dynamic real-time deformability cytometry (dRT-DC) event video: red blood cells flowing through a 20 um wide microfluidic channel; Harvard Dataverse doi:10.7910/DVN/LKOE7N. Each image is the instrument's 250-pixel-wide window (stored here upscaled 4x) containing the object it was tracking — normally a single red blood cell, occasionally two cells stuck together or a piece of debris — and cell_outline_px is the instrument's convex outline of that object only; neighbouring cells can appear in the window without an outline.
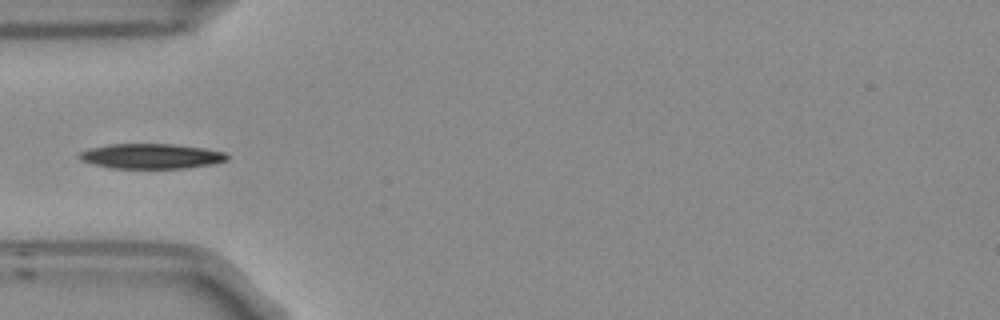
{"species": "Egyptian fruit bat (a non-hibernating species)", "species_latin": "Rousettus aegyptiacus", "temperature_condition": "room temperature", "stored_images_in_passage": 38, "camera_frame_rate_fps": 3000, "um_per_image_px": 0.085, "frame": {"image": 1, "passage_image": 1, "time_ms": 0.0, "image_size_px": [1000, 320], "cell_outline_px": [[228, 160], [212, 164], [188, 168], [112, 168], [80, 160], [76, 156], [80, 152], [88, 148], [108, 144], [172, 144], [204, 148], [224, 152], [228, 156]], "centroid_in_image_um": [12.84, 13.27], "position_along_channel_um": 72.2, "area_um2": 21.56}}
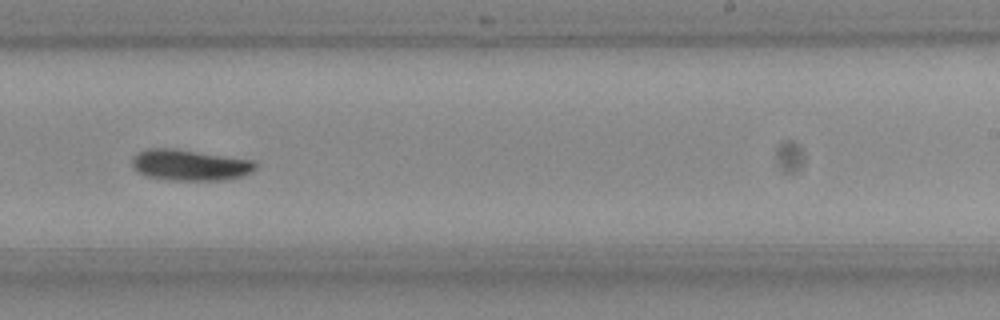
{"frame": {"image": 2, "passage_image": 17, "time_ms": 5.333, "image_size_px": [1000, 320], "cell_outline_px": [[256, 168], [252, 172], [244, 176], [224, 180], [172, 180], [144, 176], [132, 168], [132, 156], [136, 152], [148, 148], [176, 148], [252, 160], [256, 164]], "centroid_in_image_um": [16.1, 14.02], "position_along_channel_um": 272.9, "area_um2": 22.6}}
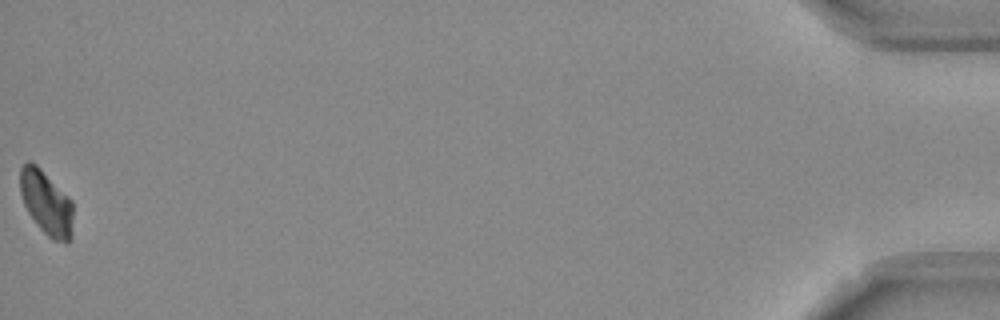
{"frame": {"image": 3, "passage_image": 38, "time_ms": 12.333, "image_size_px": [1000, 320], "cell_outline_px": [[72, 240], [68, 244], [64, 244], [52, 240], [40, 228], [28, 212], [24, 204], [20, 192], [20, 168], [28, 160], [36, 164], [72, 200]], "centroid_in_image_um": [3.95, 17.28], "position_along_channel_um": 431.2, "area_um2": 19.94}}